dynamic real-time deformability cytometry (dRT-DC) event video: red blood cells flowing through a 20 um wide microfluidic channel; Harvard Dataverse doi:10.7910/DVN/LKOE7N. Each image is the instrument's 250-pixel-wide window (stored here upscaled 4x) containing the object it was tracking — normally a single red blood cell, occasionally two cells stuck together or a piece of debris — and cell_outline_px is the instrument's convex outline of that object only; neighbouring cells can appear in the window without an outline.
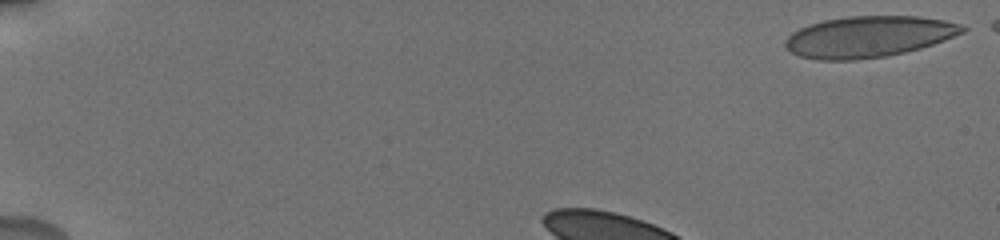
{"species": "human", "species_latin": "Homo sapiens", "temperature_condition": "cold", "stored_images_in_passage": 42, "camera_frame_rate_fps": 3000, "um_per_image_px": 0.085, "donor": {"sex": "male"}, "frame": {"image": 1, "passage_image": 1, "time_ms": 0.0, "image_size_px": [1000, 240], "cell_outline_px": [[968, 28], [964, 32], [944, 40], [920, 48], [904, 52], [884, 56], [856, 60], [816, 60], [800, 56], [792, 52], [784, 44], [784, 40], [792, 32], [808, 24], [824, 20], [848, 16], [920, 16], [944, 20], [964, 24]], "centroid_in_image_um": [73.84, 3.11], "position_along_channel_um": 11.2, "area_um2": 42.6}}
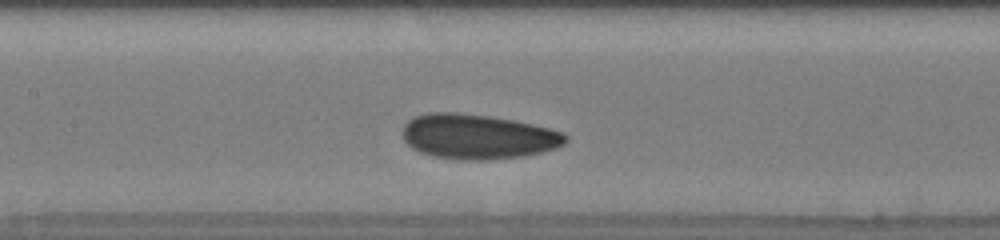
{"frame": {"image": 2, "passage_image": 23, "time_ms": 6.0, "image_size_px": [1000, 240], "cell_outline_px": [[568, 140], [564, 144], [556, 148], [524, 156], [480, 160], [468, 160], [432, 156], [420, 152], [412, 148], [404, 140], [404, 124], [412, 116], [428, 112], [456, 112], [488, 116], [512, 120], [532, 124], [564, 132], [568, 136]], "centroid_in_image_um": [40.61, 11.6], "position_along_channel_um": 166.8, "area_um2": 42.54}}
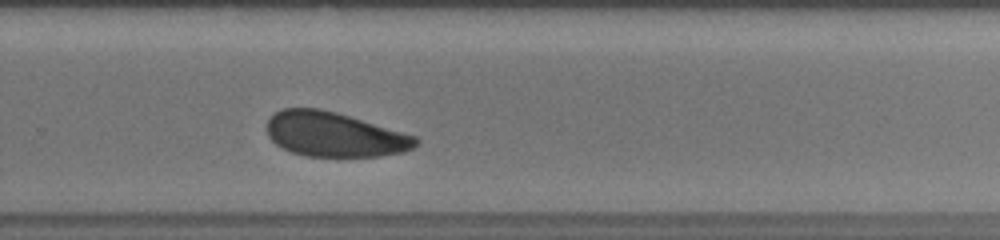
{"frame": {"image": 3, "passage_image": 33, "time_ms": 9.667, "image_size_px": [1000, 240], "cell_outline_px": [[420, 144], [404, 152], [380, 156], [304, 156], [292, 152], [276, 144], [268, 136], [268, 120], [280, 108], [320, 108], [336, 112], [416, 136], [420, 140]], "centroid_in_image_um": [28.44, 11.43], "position_along_channel_um": 301.4, "area_um2": 38.55}, "authors_computed_cell_mechanics": {"area_um2": 41.7894, "velocity_mm_per_s": 3.6863, "shape_relaxation_time_tau1_ms": 3.3779, "shape_relaxation_time_tau2_ms": 2.3142, "deformation_change_tau1": 0.0871, "deformation_change_tau2": 0.0712}}